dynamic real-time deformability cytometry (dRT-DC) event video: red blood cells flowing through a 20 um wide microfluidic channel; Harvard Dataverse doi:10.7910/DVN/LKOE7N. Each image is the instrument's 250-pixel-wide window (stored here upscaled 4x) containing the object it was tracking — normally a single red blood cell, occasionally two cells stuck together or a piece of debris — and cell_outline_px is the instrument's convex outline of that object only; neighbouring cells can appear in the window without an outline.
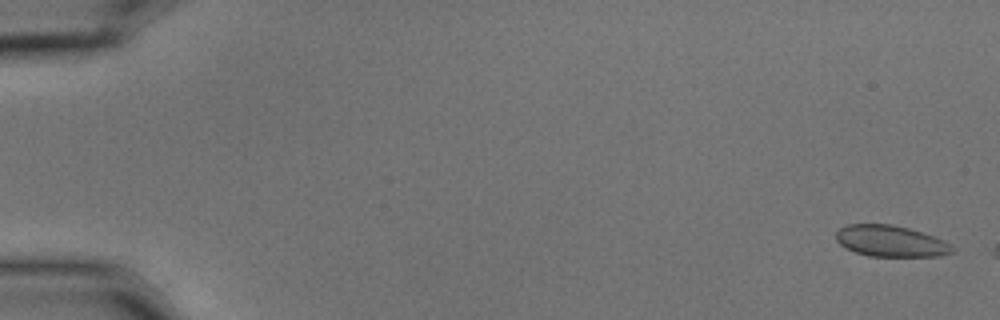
{"species": "common noctule bat (a hibernating species)", "species_latin": "Nyctalus noctula", "temperature_condition": "cold", "stored_images_in_passage": 6, "camera_frame_rate_fps": 3000, "um_per_image_px": 0.085, "animal": {"sex": "male", "body_mass_g": 15.6}, "frame": {"image": 1, "passage_image": 1, "time_ms": 0.0, "image_size_px": [1000, 320], "cell_outline_px": [[956, 252], [940, 256], [868, 256], [844, 248], [836, 240], [836, 232], [840, 228], [848, 224], [892, 224], [908, 228], [944, 240], [956, 248]], "centroid_in_image_um": [75.72, 20.5], "position_along_channel_um": 9.3, "area_um2": 21.27}}
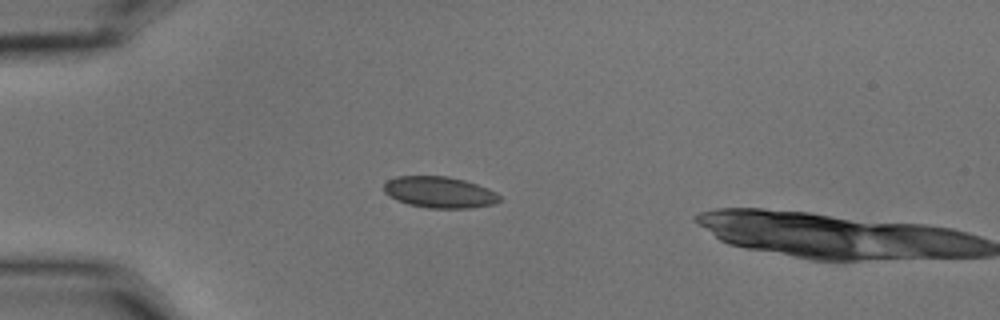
{"frame": {"image": 2, "passage_image": 5, "time_ms": 1.333, "image_size_px": [1000, 320], "cell_outline_px": [[500, 200], [492, 204], [472, 208], [428, 208], [408, 204], [396, 200], [384, 192], [384, 184], [388, 180], [396, 176], [448, 176], [464, 180], [488, 188], [496, 192], [500, 196]], "centroid_in_image_um": [37.35, 16.34], "position_along_channel_um": 47.7, "area_um2": 21.1}}